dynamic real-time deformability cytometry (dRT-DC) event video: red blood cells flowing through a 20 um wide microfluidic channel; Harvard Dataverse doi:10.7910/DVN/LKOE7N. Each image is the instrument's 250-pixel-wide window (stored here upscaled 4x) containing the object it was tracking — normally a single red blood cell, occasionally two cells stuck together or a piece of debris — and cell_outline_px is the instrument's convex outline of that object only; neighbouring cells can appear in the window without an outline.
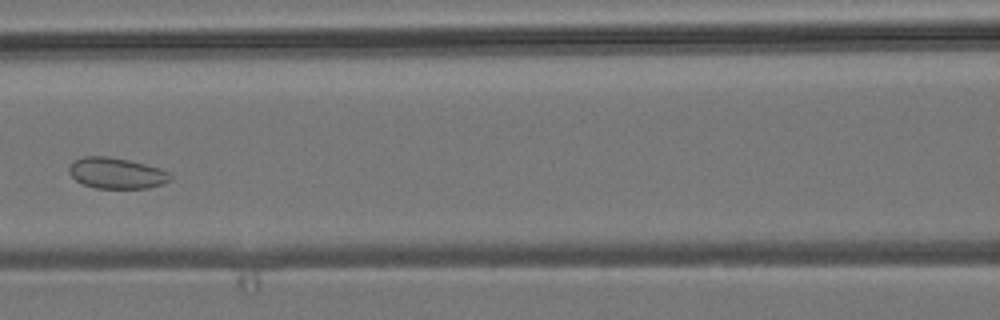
{"species": "common noctule bat (a hibernating species)", "species_latin": "Nyctalus noctula", "temperature_condition": "room temperature", "stored_images_in_passage": 5, "camera_frame_rate_fps": 3000, "um_per_image_px": 0.085, "animal": {"sex": "male", "body_mass_g": 19.2, "forearm_length_mm": 51.8}, "frame": {"image": 1, "passage_image": 4, "time_ms": 5.333, "image_size_px": [1000, 320], "cell_outline_px": [[172, 176], [164, 184], [148, 188], [96, 188], [84, 184], [76, 180], [68, 172], [68, 168], [72, 160], [84, 156], [108, 156], [128, 160], [160, 168], [168, 172]], "centroid_in_image_um": [9.87, 14.71], "position_along_channel_um": 156.7, "area_um2": 18.26}}
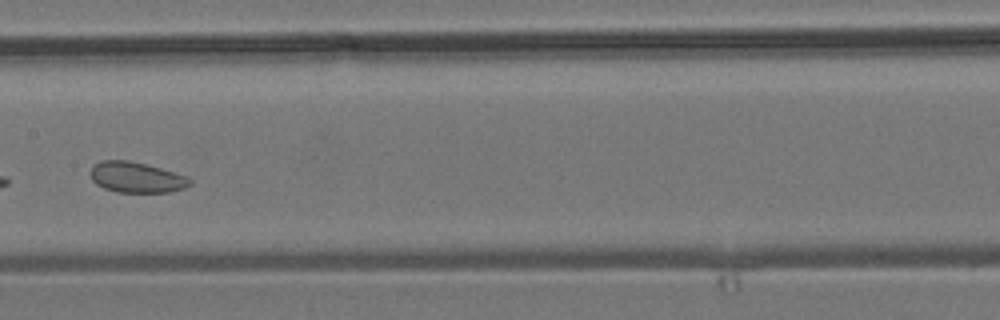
{"frame": {"image": 2, "passage_image": 5, "time_ms": 6.333, "image_size_px": [1000, 320], "cell_outline_px": [[192, 184], [184, 188], [168, 192], [116, 192], [104, 188], [96, 184], [92, 180], [92, 168], [100, 160], [128, 160], [160, 168], [188, 176], [192, 180]], "centroid_in_image_um": [11.62, 15.08], "position_along_channel_um": 195.8, "area_um2": 17.63}}